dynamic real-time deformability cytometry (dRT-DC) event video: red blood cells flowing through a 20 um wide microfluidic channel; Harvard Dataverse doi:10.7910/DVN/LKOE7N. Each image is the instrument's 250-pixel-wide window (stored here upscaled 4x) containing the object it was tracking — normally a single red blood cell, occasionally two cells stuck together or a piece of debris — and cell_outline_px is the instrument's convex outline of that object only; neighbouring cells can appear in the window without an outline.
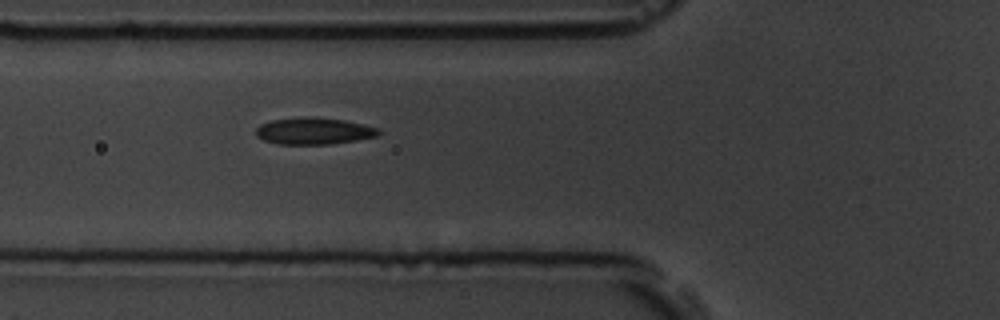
{"species": "common noctule bat (a hibernating species)", "species_latin": "Nyctalus noctula", "temperature_condition": "room temperature", "stored_images_in_passage": 2, "camera_frame_rate_fps": 3000, "um_per_image_px": 0.085, "animal": {"sex": "male", "body_mass_g": 19.5, "forearm_length_mm": 54.6}, "frame": {"image": 1, "passage_image": 2, "time_ms": 1.0, "image_size_px": [1000, 320], "cell_outline_px": [[380, 132], [376, 136], [356, 140], [332, 144], [280, 144], [264, 140], [256, 136], [256, 128], [260, 124], [272, 120], [304, 116], [312, 116], [344, 120], [380, 128]], "centroid_in_image_um": [26.66, 11.13], "position_along_channel_um": 99.1, "area_um2": 19.19}}